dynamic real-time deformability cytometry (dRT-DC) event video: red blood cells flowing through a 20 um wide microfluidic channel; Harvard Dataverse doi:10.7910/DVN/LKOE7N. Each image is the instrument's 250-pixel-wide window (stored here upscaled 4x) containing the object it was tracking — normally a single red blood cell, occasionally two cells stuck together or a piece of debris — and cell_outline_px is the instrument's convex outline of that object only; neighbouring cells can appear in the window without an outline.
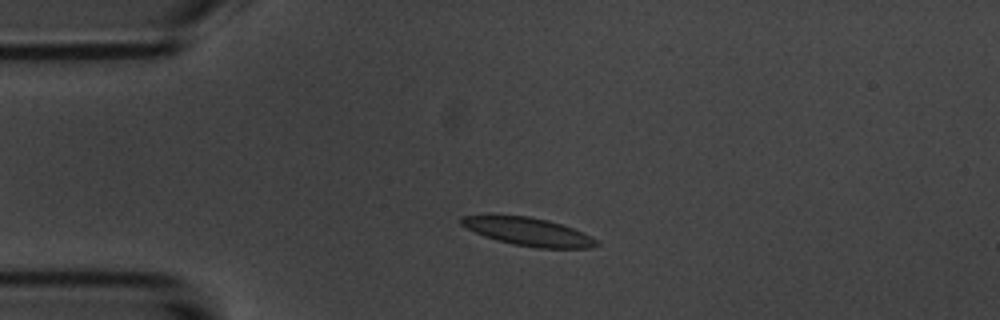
{"species": "common noctule bat (a hibernating species)", "species_latin": "Nyctalus noctula", "temperature_condition": "room temperature", "stored_images_in_passage": 4, "camera_frame_rate_fps": 3000, "um_per_image_px": 0.085, "animal": {"sex": "male", "body_mass_g": 20.1, "forearm_length_mm": 53.5}, "frame": {"image": 1, "passage_image": 2, "time_ms": 1.0, "image_size_px": [1000, 320], "cell_outline_px": [[600, 244], [588, 248], [536, 248], [512, 244], [496, 240], [484, 236], [460, 224], [460, 216], [528, 216], [548, 220], [572, 228], [600, 240]], "centroid_in_image_um": [44.95, 19.71], "position_along_channel_um": 40.1, "area_um2": 21.85}}